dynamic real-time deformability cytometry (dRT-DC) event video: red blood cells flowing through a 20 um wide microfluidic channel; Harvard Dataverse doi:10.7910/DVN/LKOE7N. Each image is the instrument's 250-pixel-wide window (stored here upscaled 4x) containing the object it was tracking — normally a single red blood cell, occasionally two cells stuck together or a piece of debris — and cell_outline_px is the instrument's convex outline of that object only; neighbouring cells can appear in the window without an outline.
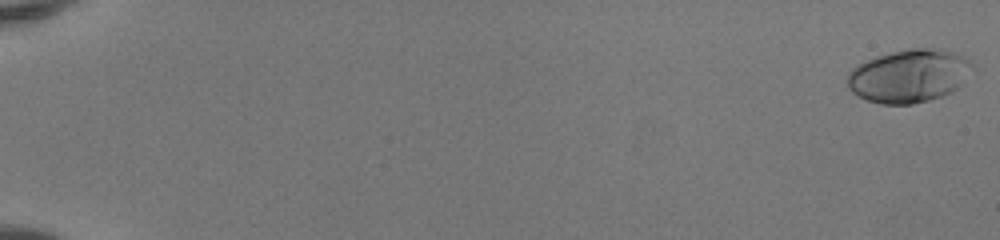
{"species": "human", "species_latin": "Homo sapiens", "temperature_condition": "room temperature", "stored_images_in_passage": 11, "camera_frame_rate_fps": 3000, "um_per_image_px": 0.085, "donor": {"sex": "female"}, "frame": {"image": 1, "passage_image": 1, "time_ms": 0.0, "image_size_px": [1000, 240], "cell_outline_px": [[976, 68], [952, 92], [928, 100], [912, 104], [880, 104], [868, 100], [852, 92], [848, 88], [848, 72], [852, 68], [876, 56], [908, 48], [932, 48], [952, 52], [964, 56]], "centroid_in_image_um": [77.28, 6.45], "position_along_channel_um": 7.7, "area_um2": 38.49}}